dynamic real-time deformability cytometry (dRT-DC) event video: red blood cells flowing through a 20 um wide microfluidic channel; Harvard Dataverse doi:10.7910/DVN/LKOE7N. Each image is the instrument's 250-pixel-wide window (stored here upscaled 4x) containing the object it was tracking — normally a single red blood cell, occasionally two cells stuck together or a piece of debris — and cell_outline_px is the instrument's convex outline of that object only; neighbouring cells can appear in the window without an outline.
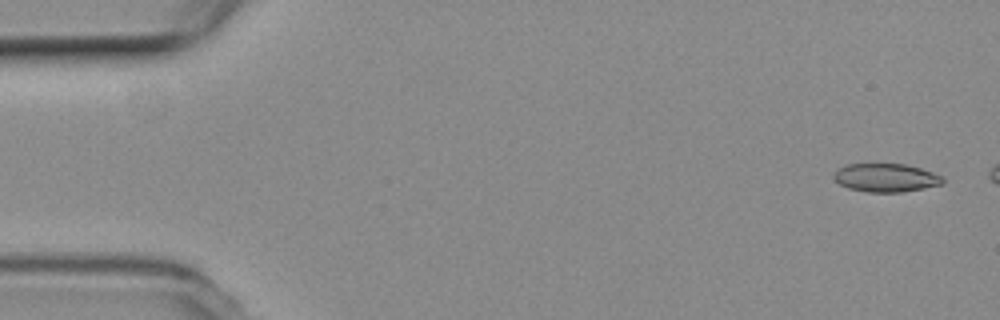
{"species": "common noctule bat (a hibernating species)", "species_latin": "Nyctalus noctula", "temperature_condition": "room temperature", "stored_images_in_passage": 3, "camera_frame_rate_fps": 3000, "um_per_image_px": 0.085, "animal": {"sex": "female", "body_mass_g": 19.3, "forearm_length_mm": 54.1}, "frame": {"image": 1, "passage_image": 1, "time_ms": 0.0, "image_size_px": [1000, 320], "cell_outline_px": [[944, 184], [924, 188], [900, 192], [868, 192], [848, 188], [840, 184], [832, 176], [840, 168], [848, 164], [904, 164], [920, 168], [944, 176]], "centroid_in_image_um": [75.34, 15.11], "position_along_channel_um": 9.7, "area_um2": 17.92}}